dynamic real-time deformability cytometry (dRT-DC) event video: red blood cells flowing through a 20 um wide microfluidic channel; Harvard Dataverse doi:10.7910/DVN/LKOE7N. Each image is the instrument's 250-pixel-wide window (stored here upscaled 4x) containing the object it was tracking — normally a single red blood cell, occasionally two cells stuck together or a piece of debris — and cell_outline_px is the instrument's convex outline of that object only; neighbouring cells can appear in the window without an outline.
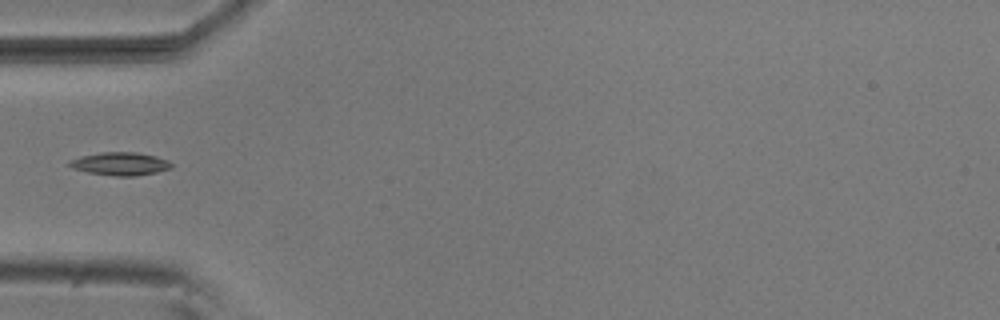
{"species": "common noctule bat (a hibernating species)", "species_latin": "Nyctalus noctula", "temperature_condition": "room temperature", "stored_images_in_passage": 3, "camera_frame_rate_fps": 3000, "um_per_image_px": 0.085, "animal": {"sex": "male", "body_mass_g": 20.5, "forearm_length_mm": 52.5}, "frame": {"image": 1, "passage_image": 3, "time_ms": 0.667, "image_size_px": [1000, 320], "cell_outline_px": [[172, 168], [156, 172], [136, 176], [116, 176], [88, 172], [72, 168], [68, 164], [68, 160], [80, 156], [100, 152], [136, 152], [156, 156], [168, 160], [172, 164]], "centroid_in_image_um": [10.21, 13.91], "position_along_channel_um": 74.8, "area_um2": 13.76}}